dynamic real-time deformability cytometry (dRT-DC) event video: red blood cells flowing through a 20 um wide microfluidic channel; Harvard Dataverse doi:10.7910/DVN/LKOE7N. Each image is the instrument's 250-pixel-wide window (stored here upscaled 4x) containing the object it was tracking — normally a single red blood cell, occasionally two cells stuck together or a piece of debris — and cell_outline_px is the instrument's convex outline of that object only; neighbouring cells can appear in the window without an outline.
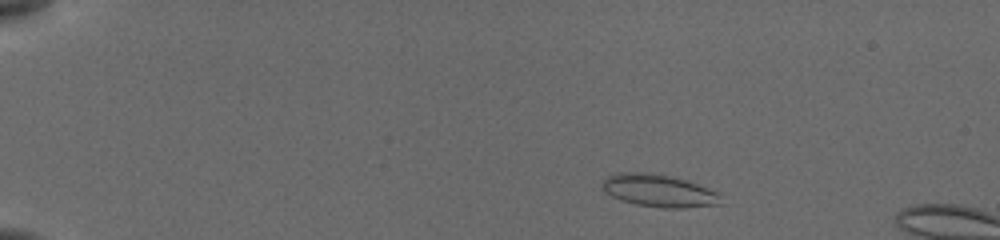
{"species": "common noctule bat (a hibernating species)", "species_latin": "Nyctalus noctula", "temperature_condition": "cold", "stored_images_in_passage": 13, "camera_frame_rate_fps": 3000, "um_per_image_px": 0.085, "animal": {"sex": "female", "body_mass_g": 19.5, "forearm_length_mm": 54.1}, "frame": {"image": 1, "passage_image": 6, "time_ms": 1.667, "image_size_px": [1000, 240], "cell_outline_px": [[720, 204], [680, 208], [660, 208], [636, 204], [620, 200], [612, 196], [600, 188], [600, 184], [608, 176], [616, 172], [644, 172], [668, 176], [684, 180], [708, 188], [716, 192]], "centroid_in_image_um": [55.9, 16.21], "position_along_channel_um": 29.1, "area_um2": 22.14}}